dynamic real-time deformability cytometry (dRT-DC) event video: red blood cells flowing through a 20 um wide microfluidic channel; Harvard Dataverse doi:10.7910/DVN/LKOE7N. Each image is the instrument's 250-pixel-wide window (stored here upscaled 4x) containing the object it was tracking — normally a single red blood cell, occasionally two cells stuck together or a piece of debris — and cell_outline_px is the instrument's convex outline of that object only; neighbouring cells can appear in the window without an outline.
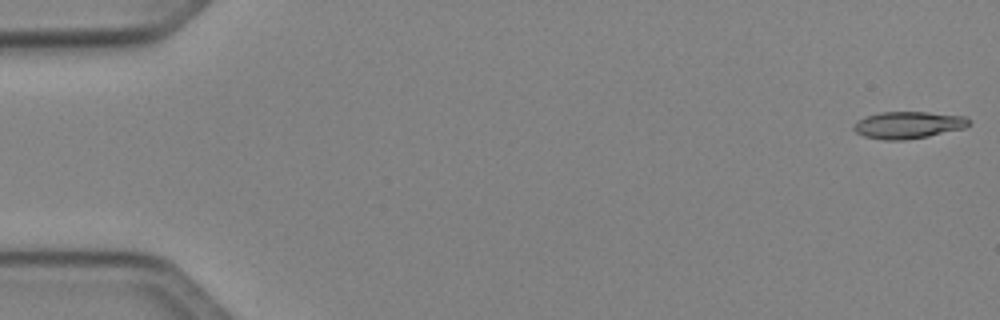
{"species": "Egyptian fruit bat (a non-hibernating species)", "species_latin": "Rousettus aegyptiacus", "temperature_condition": "cold", "stored_images_in_passage": 50, "camera_frame_rate_fps": 3000, "um_per_image_px": 0.085, "animal": {"sex": "female"}, "frame": {"image": 1, "passage_image": 1, "time_ms": 0.0, "image_size_px": [1000, 320], "cell_outline_px": [[968, 124], [964, 128], [928, 136], [904, 140], [884, 140], [864, 136], [856, 132], [852, 128], [860, 120], [868, 116], [880, 112], [928, 112], [964, 116], [968, 120]], "centroid_in_image_um": [77.19, 10.63], "position_along_channel_um": 7.8, "area_um2": 17.8}}
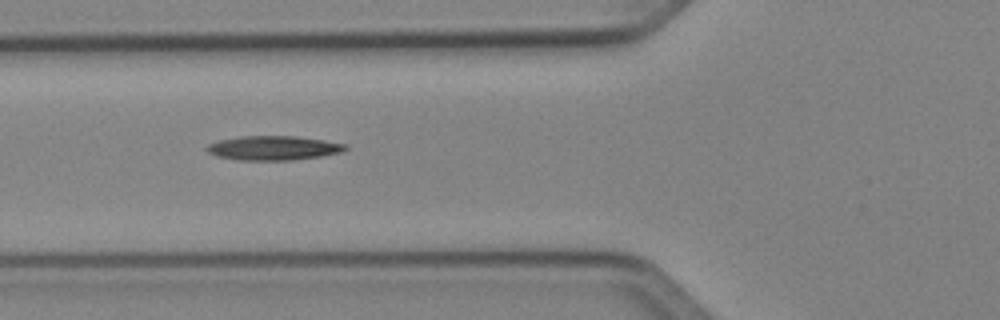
{"frame": {"image": 2, "passage_image": 19, "time_ms": 6.0, "image_size_px": [1000, 320], "cell_outline_px": [[348, 148], [340, 152], [320, 156], [292, 160], [240, 160], [216, 156], [208, 152], [204, 148], [208, 144], [220, 140], [240, 136], [296, 136], [324, 140], [348, 144]], "centroid_in_image_um": [23.23, 12.57], "position_along_channel_um": 102.6, "area_um2": 19.59}}
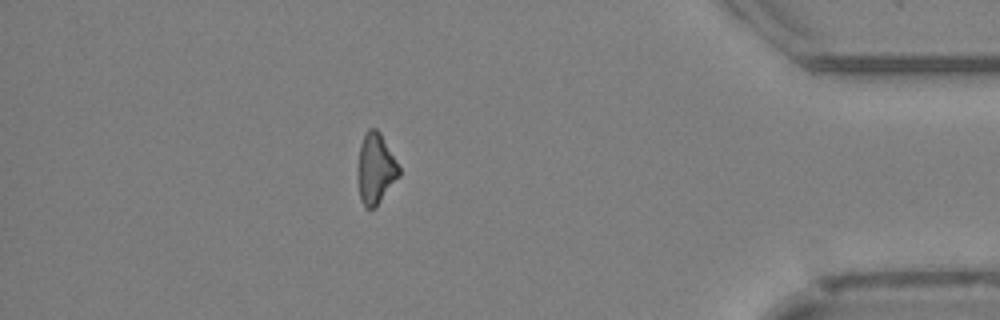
{"frame": {"image": 3, "passage_image": 44, "time_ms": 14.333, "image_size_px": [1000, 320], "cell_outline_px": [[400, 176], [376, 208], [364, 208], [360, 200], [360, 144], [368, 128], [376, 128], [380, 132], [400, 168]], "centroid_in_image_um": [31.97, 14.37], "position_along_channel_um": 403.2, "area_um2": 16.53}, "authors_computed_cell_mechanics": {"area_um2": 18.1203, "velocity_mm_per_s": 4.0871, "shape_relaxation_time_tau1_ms": 3.7717, "shape_relaxation_time_tau2_ms": null, "deformation_change_tau1": 0.1541, "deformation_change_tau2": null}}